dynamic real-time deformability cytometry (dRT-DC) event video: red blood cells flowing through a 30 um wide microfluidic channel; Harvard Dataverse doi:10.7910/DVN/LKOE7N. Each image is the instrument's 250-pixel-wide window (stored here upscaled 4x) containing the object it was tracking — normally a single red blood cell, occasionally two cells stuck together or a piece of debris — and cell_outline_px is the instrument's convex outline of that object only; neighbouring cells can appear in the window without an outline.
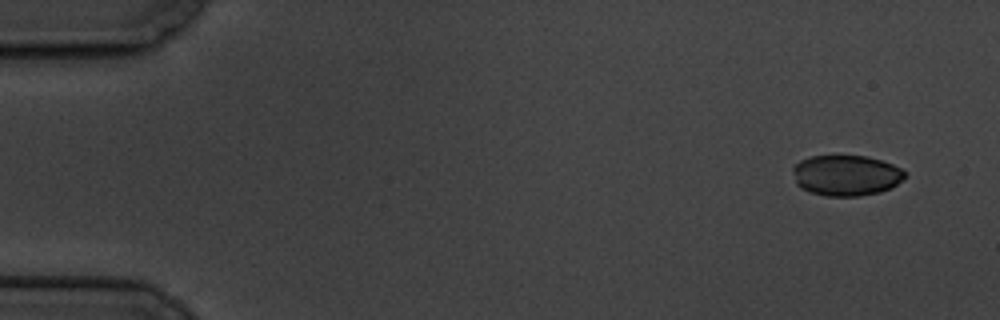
{"species": "common noctule bat (a hibernating species)", "species_latin": "Nyctalus noctula", "temperature_condition": "cold", "stored_images_in_passage": 4, "camera_frame_rate_fps": 3000, "um_per_image_px": 0.085, "animal": {"sex": "male", "body_mass_g": 19.5, "forearm_length_mm": 54.6}, "frame": {"image": 1, "passage_image": 1, "time_ms": 0.0, "image_size_px": [1000, 320], "cell_outline_px": [[908, 172], [892, 188], [880, 192], [860, 196], [824, 196], [808, 192], [800, 188], [796, 184], [792, 172], [792, 168], [800, 160], [808, 156], [868, 156], [892, 164]], "centroid_in_image_um": [71.88, 14.91], "position_along_channel_um": 13.1, "area_um2": 26.82}}